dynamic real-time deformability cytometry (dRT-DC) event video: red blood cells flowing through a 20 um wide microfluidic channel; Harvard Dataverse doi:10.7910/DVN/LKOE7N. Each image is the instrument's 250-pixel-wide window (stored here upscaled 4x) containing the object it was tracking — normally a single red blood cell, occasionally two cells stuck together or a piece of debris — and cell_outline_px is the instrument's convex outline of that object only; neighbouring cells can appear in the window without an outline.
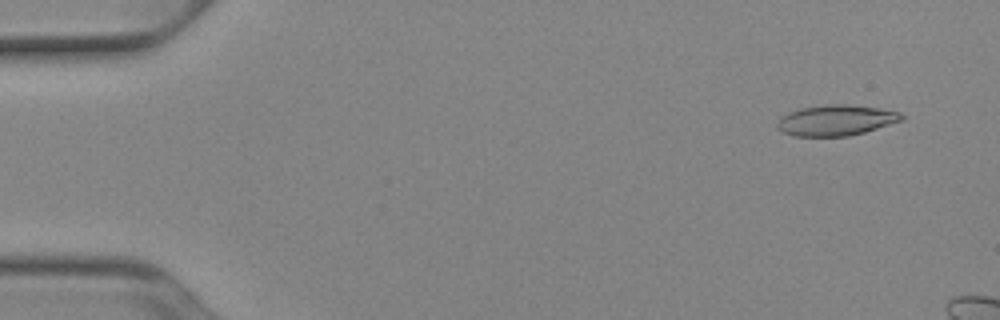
{"species": "Egyptian fruit bat (a non-hibernating species)", "species_latin": "Rousettus aegyptiacus", "temperature_condition": "cold", "stored_images_in_passage": 8, "camera_frame_rate_fps": 3000, "um_per_image_px": 0.085, "animal": {"sex": "female"}, "frame": {"image": 1, "passage_image": 1, "time_ms": 0.0, "image_size_px": [1000, 320], "cell_outline_px": [[904, 120], [864, 132], [848, 136], [792, 136], [776, 128], [776, 124], [780, 116], [788, 112], [800, 108], [828, 104], [848, 104], [880, 108], [900, 112], [904, 116]], "centroid_in_image_um": [71.04, 10.22], "position_along_channel_um": 14.0, "area_um2": 22.43}}